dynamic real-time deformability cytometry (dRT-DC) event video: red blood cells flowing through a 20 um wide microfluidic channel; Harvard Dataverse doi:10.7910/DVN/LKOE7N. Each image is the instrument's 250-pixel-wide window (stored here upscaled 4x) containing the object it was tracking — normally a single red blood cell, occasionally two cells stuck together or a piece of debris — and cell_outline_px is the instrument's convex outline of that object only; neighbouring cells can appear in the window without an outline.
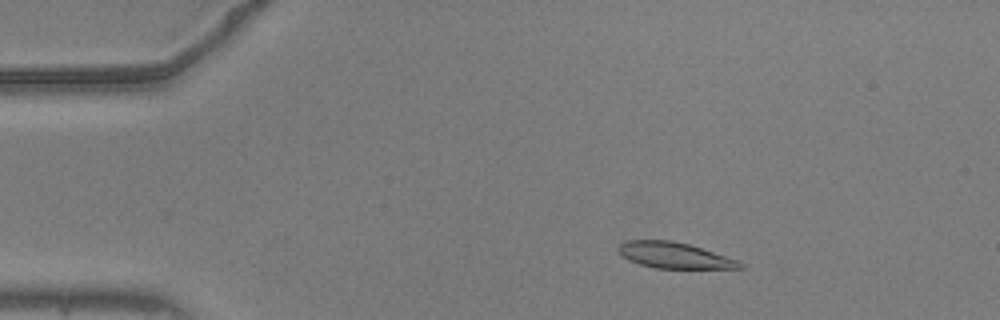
{"species": "common noctule bat (a hibernating species)", "species_latin": "Nyctalus noctula", "temperature_condition": "warm", "stored_images_in_passage": 26, "camera_frame_rate_fps": 3000, "um_per_image_px": 0.085, "animal": {"sex": "male", "body_mass_g": 20.5, "forearm_length_mm": 52.5}, "frame": {"image": 1, "passage_image": 9, "time_ms": 2.667, "image_size_px": [1000, 320], "cell_outline_px": [[744, 268], [656, 268], [640, 264], [628, 260], [616, 248], [624, 240], [672, 240], [688, 244], [736, 260], [744, 264]], "centroid_in_image_um": [57.26, 21.7], "position_along_channel_um": 27.7, "area_um2": 18.03}}
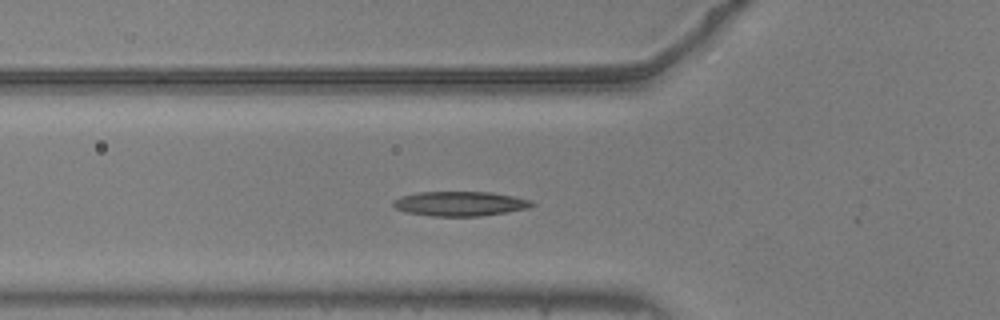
{"frame": {"image": 2, "passage_image": 19, "time_ms": 6.0, "image_size_px": [1000, 320], "cell_outline_px": [[536, 204], [528, 208], [508, 212], [480, 216], [432, 216], [408, 212], [396, 208], [392, 204], [392, 200], [400, 196], [416, 192], [492, 192], [532, 200]], "centroid_in_image_um": [39.11, 17.31], "position_along_channel_um": 86.7, "area_um2": 19.94}}
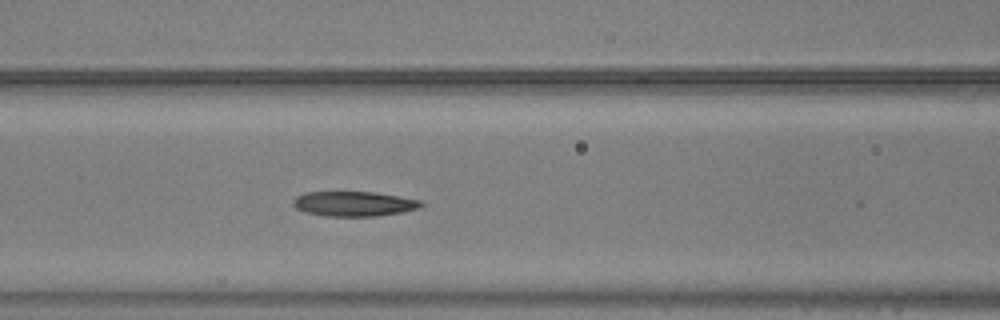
{"frame": {"image": 3, "passage_image": 23, "time_ms": 7.333, "image_size_px": [1000, 320], "cell_outline_px": [[424, 204], [420, 208], [400, 212], [376, 216], [324, 216], [304, 212], [296, 208], [292, 204], [292, 200], [296, 196], [304, 192], [376, 192], [420, 200]], "centroid_in_image_um": [30.04, 17.32], "position_along_channel_um": 136.6, "area_um2": 18.61}}